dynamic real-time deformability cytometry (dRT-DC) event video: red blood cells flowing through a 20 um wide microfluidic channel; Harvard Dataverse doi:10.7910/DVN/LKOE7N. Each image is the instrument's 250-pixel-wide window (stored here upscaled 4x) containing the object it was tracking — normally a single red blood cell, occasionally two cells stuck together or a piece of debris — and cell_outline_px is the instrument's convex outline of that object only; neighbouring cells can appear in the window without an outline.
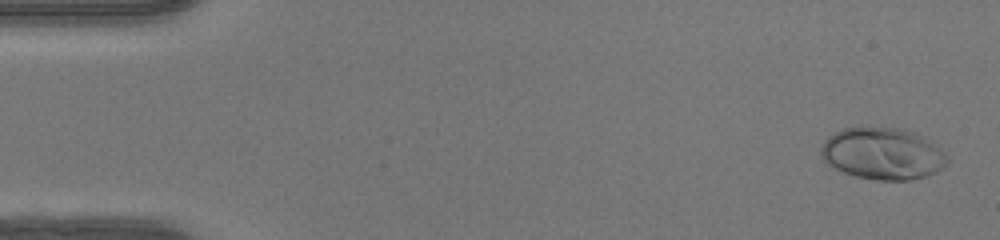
{"species": "human", "species_latin": "Homo sapiens", "temperature_condition": "warm", "stored_images_in_passage": 49, "camera_frame_rate_fps": 3000, "um_per_image_px": 0.085, "donor": {"sex": "female"}, "frame": {"image": 1, "passage_image": 2, "time_ms": 0.333, "image_size_px": [1000, 240], "cell_outline_px": [[948, 164], [944, 168], [928, 176], [908, 180], [880, 180], [856, 176], [844, 172], [828, 164], [820, 156], [820, 148], [824, 140], [828, 136], [844, 128], [868, 124], [900, 128], [916, 132], [924, 136], [944, 152], [948, 160]], "centroid_in_image_um": [75.02, 13.01], "position_along_channel_um": 10.0, "area_um2": 38.96}}
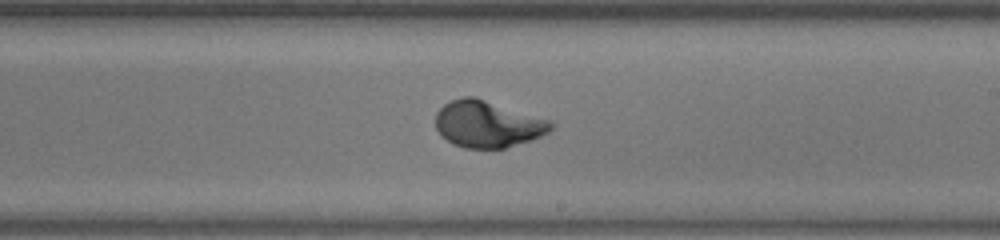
{"frame": {"image": 2, "passage_image": 29, "time_ms": 9.333, "image_size_px": [1000, 240], "cell_outline_px": [[556, 124], [548, 132], [532, 140], [504, 148], [464, 148], [452, 144], [440, 136], [436, 128], [436, 112], [444, 104], [452, 100], [464, 96], [476, 96], [552, 120]], "centroid_in_image_um": [41.46, 10.54], "position_along_channel_um": 247.5, "area_um2": 31.85}}
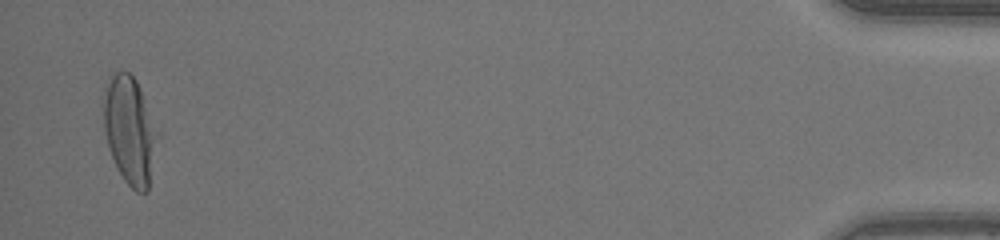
{"frame": {"image": 3, "passage_image": 48, "time_ms": 15.667, "image_size_px": [1000, 240], "cell_outline_px": [[152, 136], [148, 192], [136, 192], [124, 180], [108, 148], [104, 132], [104, 96], [108, 84], [112, 76], [116, 72], [128, 72], [136, 80], [140, 88], [152, 132]], "centroid_in_image_um": [10.9, 11.07], "position_along_channel_um": 424.3, "area_um2": 30.87}, "authors_computed_cell_mechanics": {"area_um2": 31.4432, "velocity_mm_per_s": 4.2163, "shape_relaxation_time_tau1_ms": 3.2942, "shape_relaxation_time_tau2_ms": null, "deformation_change_tau1": 0.2156, "deformation_change_tau2": null}}